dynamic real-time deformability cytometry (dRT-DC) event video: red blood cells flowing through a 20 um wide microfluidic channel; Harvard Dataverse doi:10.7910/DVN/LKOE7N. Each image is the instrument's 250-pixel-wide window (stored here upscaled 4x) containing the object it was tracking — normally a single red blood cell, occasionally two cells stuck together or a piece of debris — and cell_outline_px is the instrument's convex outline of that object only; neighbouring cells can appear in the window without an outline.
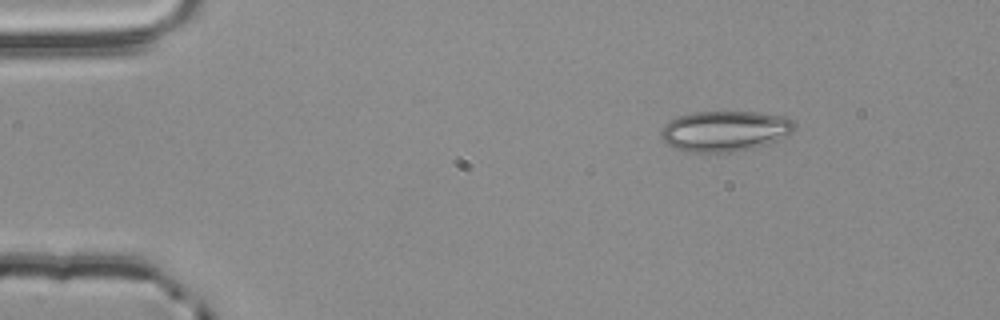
{"species": "common noctule bat (a hibernating species)", "species_latin": "Nyctalus noctula", "temperature_condition": "room temperature", "stored_images_in_passage": 18, "camera_frame_rate_fps": 3000, "um_per_image_px": 0.085, "animal": {"sex": "male", "body_mass_g": 20.4}, "frame": {"image": 1, "passage_image": 1, "time_ms": 0.0, "image_size_px": [1000, 320], "cell_outline_px": [[796, 128], [792, 132], [768, 144], [752, 148], [732, 152], [688, 152], [664, 144], [660, 136], [660, 132], [664, 124], [680, 116], [692, 112], [756, 112], [784, 116], [796, 120]], "centroid_in_image_um": [61.62, 11.14], "position_along_channel_um": 23.4, "area_um2": 31.73}}
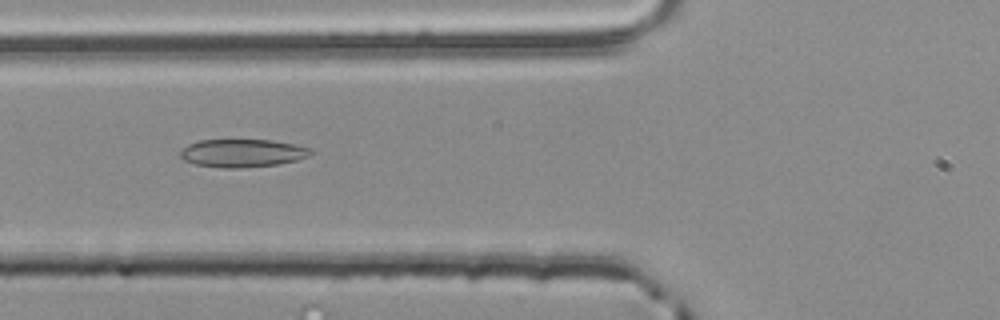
{"frame": {"image": 2, "passage_image": 14, "time_ms": 4.333, "image_size_px": [1000, 320], "cell_outline_px": [[316, 152], [308, 156], [296, 160], [280, 164], [240, 168], [224, 168], [196, 164], [184, 160], [180, 156], [180, 152], [188, 144], [200, 140], [272, 140], [312, 148]], "centroid_in_image_um": [20.64, 13.01], "position_along_channel_um": 105.2, "area_um2": 21.27}}
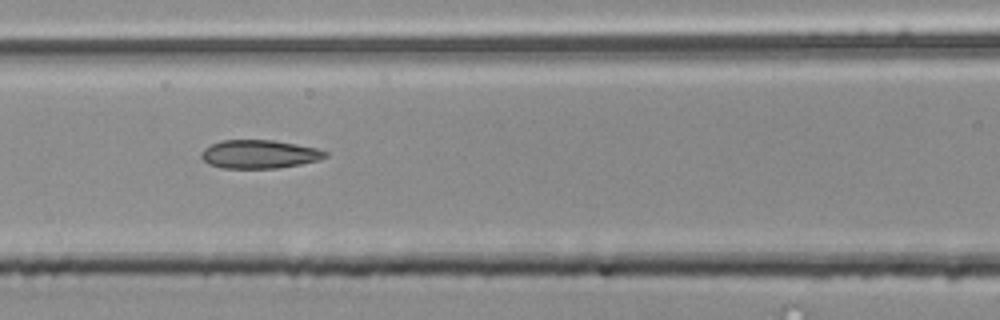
{"frame": {"image": 3, "passage_image": 17, "time_ms": 5.333, "image_size_px": [1000, 320], "cell_outline_px": [[328, 156], [316, 160], [300, 164], [276, 168], [220, 168], [208, 164], [200, 156], [200, 152], [204, 148], [220, 140], [272, 140], [296, 144], [316, 148], [328, 152]], "centroid_in_image_um": [21.99, 13.1], "position_along_channel_um": 144.6, "area_um2": 20.52}}